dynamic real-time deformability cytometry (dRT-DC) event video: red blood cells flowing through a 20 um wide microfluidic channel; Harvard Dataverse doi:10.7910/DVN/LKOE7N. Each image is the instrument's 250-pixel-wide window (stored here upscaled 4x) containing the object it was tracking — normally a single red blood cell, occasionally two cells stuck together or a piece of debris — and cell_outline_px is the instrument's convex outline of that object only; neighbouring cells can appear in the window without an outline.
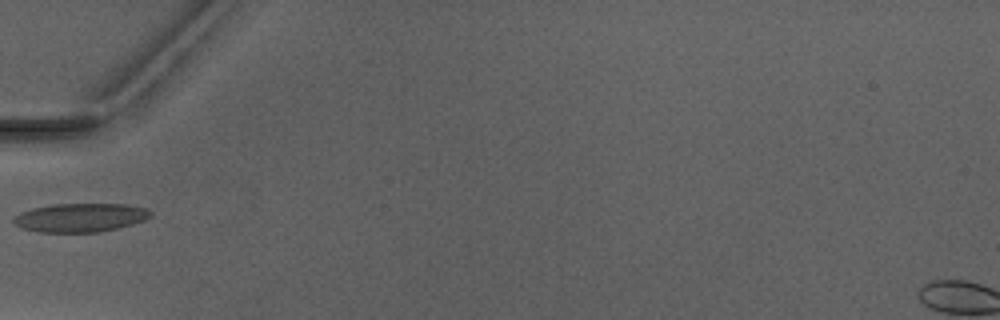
{"species": "Egyptian fruit bat (a non-hibernating species)", "species_latin": "Rousettus aegyptiacus", "temperature_condition": "warm", "stored_images_in_passage": 3, "camera_frame_rate_fps": 3000, "um_per_image_px": 0.085, "animal": {"sex": "male"}, "frame": {"image": 1, "passage_image": 2, "time_ms": 1.333, "image_size_px": [1000, 320], "cell_outline_px": [[152, 216], [144, 220], [132, 224], [116, 228], [96, 232], [40, 232], [20, 228], [12, 220], [12, 216], [20, 212], [32, 208], [52, 204], [124, 204], [148, 208], [152, 212]], "centroid_in_image_um": [6.8, 18.49], "position_along_channel_um": 78.2, "area_um2": 23.0}}
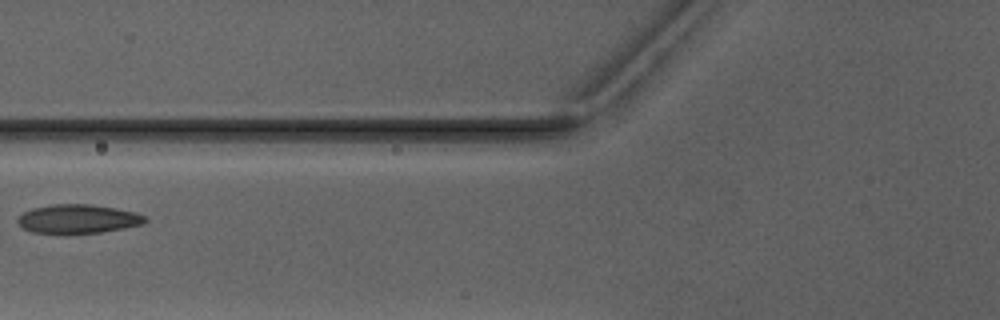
{"frame": {"image": 2, "passage_image": 3, "time_ms": 2.333, "image_size_px": [1000, 320], "cell_outline_px": [[148, 220], [144, 224], [100, 232], [64, 236], [32, 232], [16, 224], [16, 220], [24, 212], [32, 208], [52, 204], [92, 204], [116, 208], [136, 212], [144, 216]], "centroid_in_image_um": [6.59, 18.64], "position_along_channel_um": 119.2, "area_um2": 22.14}}